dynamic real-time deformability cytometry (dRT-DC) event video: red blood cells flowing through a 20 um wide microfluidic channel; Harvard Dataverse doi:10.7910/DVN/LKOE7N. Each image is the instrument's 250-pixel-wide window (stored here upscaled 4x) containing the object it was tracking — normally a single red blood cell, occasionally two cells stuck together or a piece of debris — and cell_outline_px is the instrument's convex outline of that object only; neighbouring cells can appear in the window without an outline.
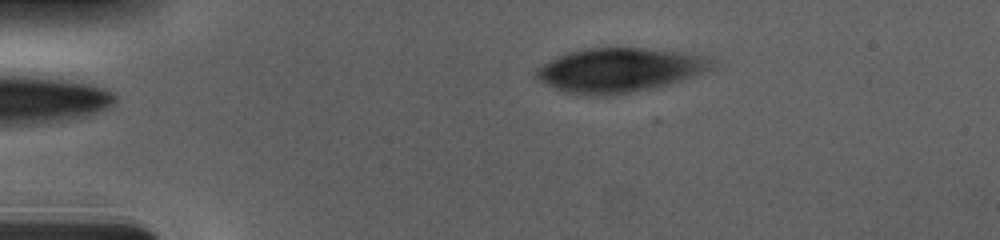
{"species": "human", "species_latin": "Homo sapiens", "temperature_condition": "cold", "stored_images_in_passage": 46, "camera_frame_rate_fps": 3000, "um_per_image_px": 0.085, "donor": {"sex": "male"}, "frame": {"image": 1, "passage_image": 1, "time_ms": 0.0, "image_size_px": [1000, 240], "cell_outline_px": [[716, 68], [660, 88], [608, 96], [592, 96], [564, 92], [536, 80], [532, 76], [532, 72], [536, 68], [568, 52], [588, 48], [640, 48], [680, 52], [700, 56], [716, 60]], "centroid_in_image_um": [52.65, 5.98], "position_along_channel_um": 32.3, "area_um2": 45.78}}
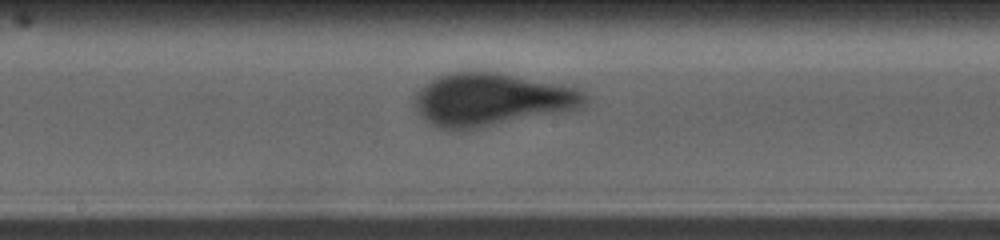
{"frame": {"image": 2, "passage_image": 20, "time_ms": 6.333, "image_size_px": [1000, 240], "cell_outline_px": [[588, 100], [584, 108], [568, 112], [468, 132], [448, 132], [436, 128], [428, 124], [416, 112], [412, 104], [412, 96], [424, 84], [436, 76], [448, 72], [496, 72], [564, 84], [576, 88], [584, 92], [588, 96]], "centroid_in_image_um": [41.76, 8.53], "position_along_channel_um": 206.4, "area_um2": 55.03}}
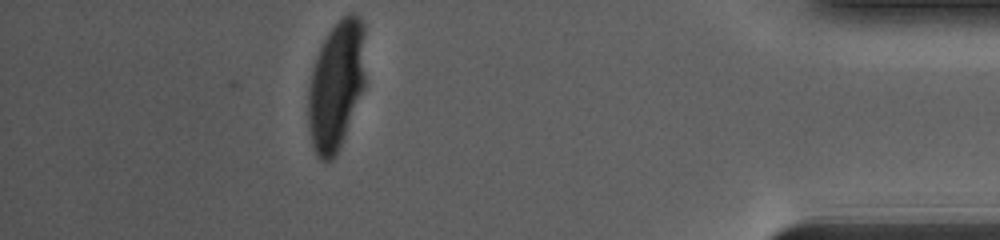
{"frame": {"image": 3, "passage_image": 40, "time_ms": 13.0, "image_size_px": [1000, 240], "cell_outline_px": [[364, 88], [340, 148], [336, 156], [332, 160], [320, 160], [316, 156], [308, 132], [308, 84], [312, 68], [320, 44], [328, 32], [344, 16], [352, 12], [360, 16], [364, 24]], "centroid_in_image_um": [28.56, 7.27], "position_along_channel_um": 406.6, "area_um2": 43.58}}